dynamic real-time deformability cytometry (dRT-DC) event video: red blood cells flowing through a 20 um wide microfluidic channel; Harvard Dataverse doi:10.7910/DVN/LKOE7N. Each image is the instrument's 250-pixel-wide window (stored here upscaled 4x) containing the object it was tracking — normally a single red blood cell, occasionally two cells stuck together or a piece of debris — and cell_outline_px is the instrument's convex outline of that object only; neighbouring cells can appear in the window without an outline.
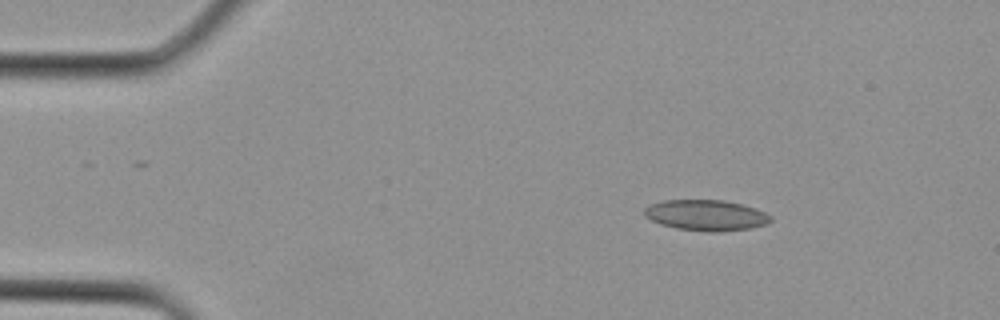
{"species": "Egyptian fruit bat (a non-hibernating species)", "species_latin": "Rousettus aegyptiacus", "temperature_condition": "cold", "stored_images_in_passage": 2, "camera_frame_rate_fps": 3000, "um_per_image_px": 0.085, "animal": {"sex": "female"}, "frame": {"image": 1, "passage_image": 1, "time_ms": 0.0, "image_size_px": [1000, 320], "cell_outline_px": [[772, 220], [768, 224], [752, 228], [720, 232], [708, 232], [676, 228], [660, 224], [644, 216], [644, 208], [652, 204], [664, 200], [724, 200], [744, 204], [756, 208], [772, 216]], "centroid_in_image_um": [60.06, 18.3], "position_along_channel_um": 24.9, "area_um2": 22.89}}